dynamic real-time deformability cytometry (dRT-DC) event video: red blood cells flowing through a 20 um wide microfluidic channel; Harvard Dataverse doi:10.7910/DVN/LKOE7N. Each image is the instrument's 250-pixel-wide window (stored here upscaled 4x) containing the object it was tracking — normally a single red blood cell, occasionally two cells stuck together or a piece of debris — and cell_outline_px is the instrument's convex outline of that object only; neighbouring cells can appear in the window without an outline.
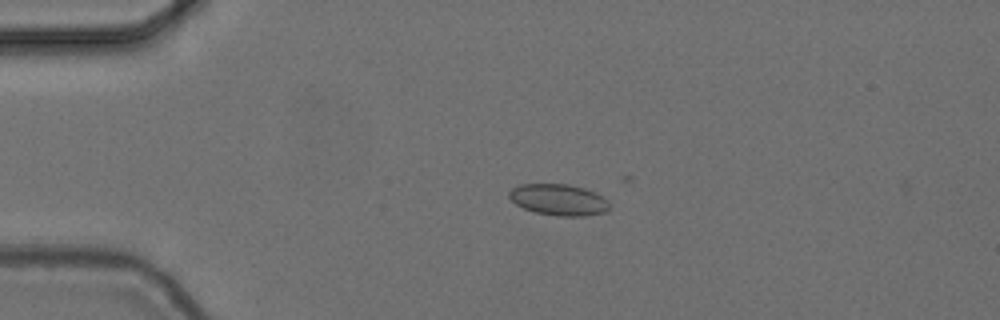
{"species": "common noctule bat (a hibernating species)", "species_latin": "Nyctalus noctula", "temperature_condition": "cold", "stored_images_in_passage": 19, "camera_frame_rate_fps": 3000, "um_per_image_px": 0.085, "animal": {"sex": "female", "body_mass_g": 24.6, "forearm_length_mm": 56.2}, "frame": {"image": 1, "passage_image": 13, "time_ms": 4.0, "image_size_px": [1000, 320], "cell_outline_px": [[608, 208], [604, 212], [584, 216], [560, 216], [536, 212], [524, 208], [516, 204], [508, 196], [508, 192], [512, 188], [520, 184], [568, 184], [584, 188], [596, 192], [608, 200]], "centroid_in_image_um": [47.48, 16.96], "position_along_channel_um": 37.5, "area_um2": 18.21}}